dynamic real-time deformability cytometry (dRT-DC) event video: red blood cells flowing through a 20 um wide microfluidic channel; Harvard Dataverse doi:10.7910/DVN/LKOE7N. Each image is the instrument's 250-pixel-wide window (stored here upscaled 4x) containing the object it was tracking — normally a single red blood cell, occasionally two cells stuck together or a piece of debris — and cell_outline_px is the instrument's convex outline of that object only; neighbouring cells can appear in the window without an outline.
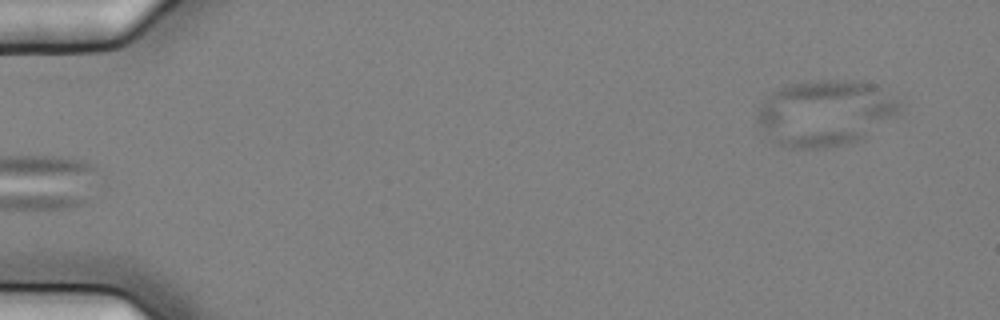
{"species": "common noctule bat (a hibernating species)", "species_latin": "Nyctalus noctula", "temperature_condition": "cold", "stored_images_in_passage": 2, "camera_frame_rate_fps": 3000, "um_per_image_px": 0.085, "animal": {"sex": "female", "body_mass_g": 25.1}, "frame": {"image": 1, "passage_image": 2, "time_ms": 0.333, "image_size_px": [1000, 320], "cell_outline_px": [[900, 112], [896, 116], [864, 136], [856, 140], [824, 148], [784, 148], [772, 140], [756, 124], [756, 116], [760, 104], [772, 92], [788, 84], [812, 80], [860, 80], [876, 84], [900, 100]], "centroid_in_image_um": [70.12, 9.57], "position_along_channel_um": 14.9, "area_um2": 54.97}}